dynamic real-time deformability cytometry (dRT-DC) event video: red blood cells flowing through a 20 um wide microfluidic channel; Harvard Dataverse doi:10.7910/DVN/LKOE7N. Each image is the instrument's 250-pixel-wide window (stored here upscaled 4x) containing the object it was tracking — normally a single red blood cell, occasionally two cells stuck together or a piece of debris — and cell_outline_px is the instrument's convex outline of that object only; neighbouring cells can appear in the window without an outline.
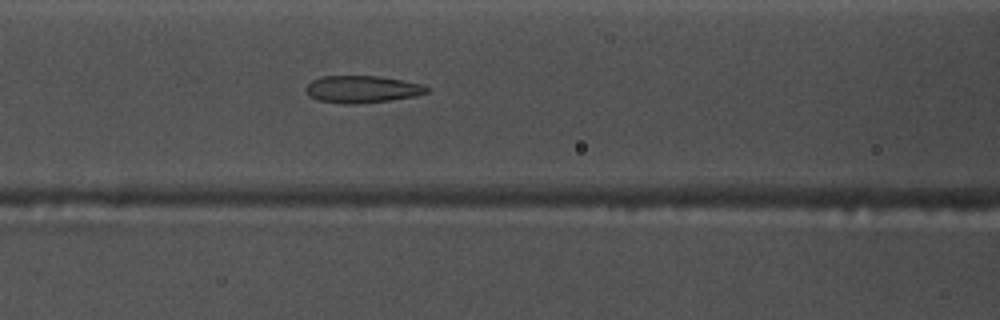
{"species": "common noctule bat (a hibernating species)", "species_latin": "Nyctalus noctula", "temperature_condition": "warm", "stored_images_in_passage": 26, "camera_frame_rate_fps": 3000, "um_per_image_px": 0.085, "animal": {"sex": "male", "body_mass_g": 17.5, "forearm_length_mm": 52.3}, "frame": {"image": 1, "passage_image": 12, "time_ms": 3.667, "image_size_px": [1000, 320], "cell_outline_px": [[428, 92], [416, 96], [388, 100], [356, 104], [344, 104], [320, 100], [312, 96], [304, 88], [312, 80], [324, 76], [380, 76], [420, 84], [428, 88]], "centroid_in_image_um": [30.78, 7.58], "position_along_channel_um": 135.8, "area_um2": 18.79}}
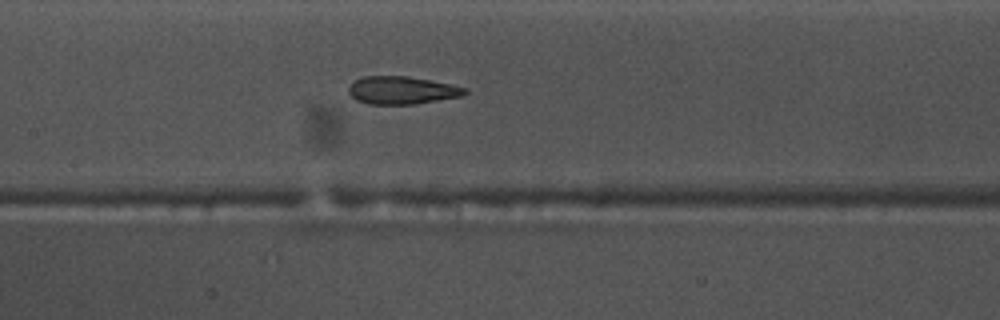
{"frame": {"image": 2, "passage_image": 15, "time_ms": 4.667, "image_size_px": [1000, 320], "cell_outline_px": [[468, 92], [460, 96], [416, 104], [368, 104], [356, 100], [348, 92], [348, 88], [356, 80], [364, 76], [408, 76], [452, 84], [468, 88]], "centroid_in_image_um": [34.18, 7.67], "position_along_channel_um": 173.2, "area_um2": 18.79}}